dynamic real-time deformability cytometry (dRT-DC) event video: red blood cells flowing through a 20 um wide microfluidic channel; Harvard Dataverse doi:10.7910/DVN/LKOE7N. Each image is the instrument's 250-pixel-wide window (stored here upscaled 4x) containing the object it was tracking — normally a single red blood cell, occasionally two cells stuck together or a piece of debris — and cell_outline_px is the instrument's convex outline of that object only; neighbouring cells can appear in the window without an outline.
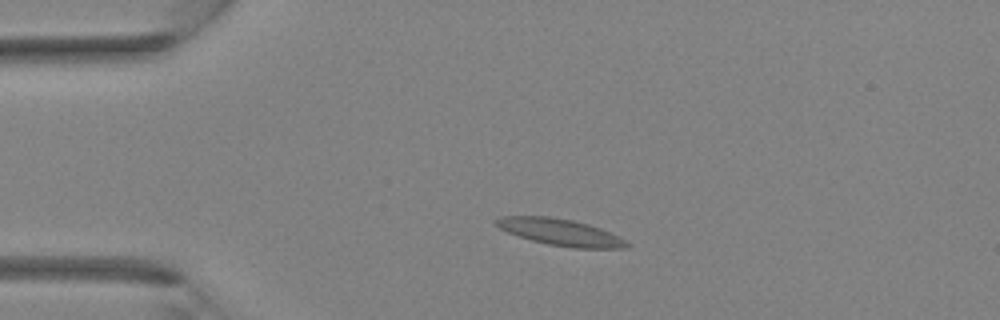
{"species": "Egyptian fruit bat (a non-hibernating species)", "species_latin": "Rousettus aegyptiacus", "temperature_condition": "room temperature", "stored_images_in_passage": 35, "camera_frame_rate_fps": 3000, "um_per_image_px": 0.085, "animal": {"sex": "female"}, "frame": {"image": 1, "passage_image": 7, "time_ms": 2.0, "image_size_px": [1000, 320], "cell_outline_px": [[632, 244], [628, 248], [572, 248], [548, 244], [532, 240], [508, 232], [500, 228], [496, 224], [496, 220], [500, 216], [548, 216], [572, 220], [588, 224], [600, 228]], "centroid_in_image_um": [47.64, 19.74], "position_along_channel_um": 37.4, "area_um2": 20.0}}
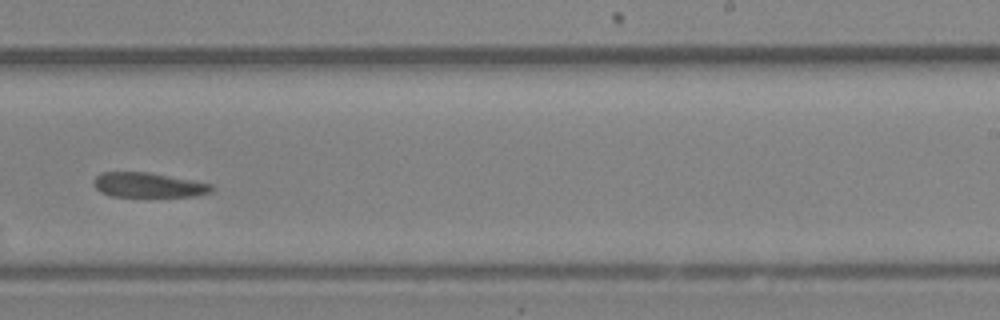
{"frame": {"image": 2, "passage_image": 22, "time_ms": 7.0, "image_size_px": [1000, 320], "cell_outline_px": [[216, 188], [212, 192], [196, 196], [112, 196], [100, 192], [92, 184], [92, 180], [96, 176], [104, 172], [148, 172], [212, 184]], "centroid_in_image_um": [12.61, 15.73], "position_along_channel_um": 276.4, "area_um2": 16.99}}
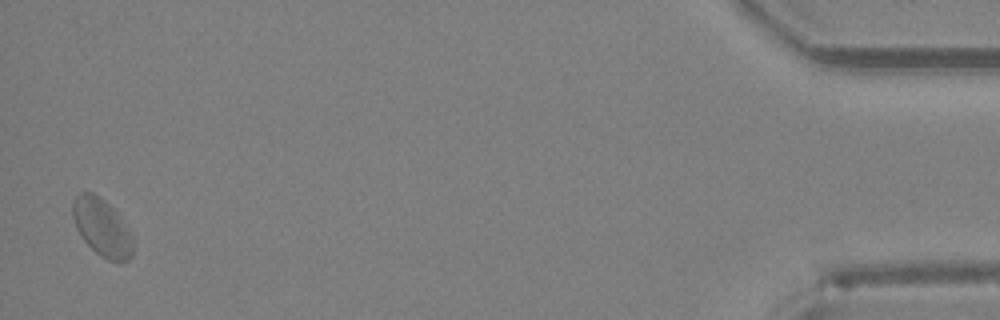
{"frame": {"image": 3, "passage_image": 35, "time_ms": 11.333, "image_size_px": [1000, 320], "cell_outline_px": [[132, 256], [128, 260], [108, 260], [100, 256], [84, 240], [76, 228], [72, 216], [72, 204], [76, 196], [80, 192], [92, 192], [100, 196], [116, 212], [128, 232], [132, 240]], "centroid_in_image_um": [8.61, 19.31], "position_along_channel_um": 426.6, "area_um2": 19.65}}